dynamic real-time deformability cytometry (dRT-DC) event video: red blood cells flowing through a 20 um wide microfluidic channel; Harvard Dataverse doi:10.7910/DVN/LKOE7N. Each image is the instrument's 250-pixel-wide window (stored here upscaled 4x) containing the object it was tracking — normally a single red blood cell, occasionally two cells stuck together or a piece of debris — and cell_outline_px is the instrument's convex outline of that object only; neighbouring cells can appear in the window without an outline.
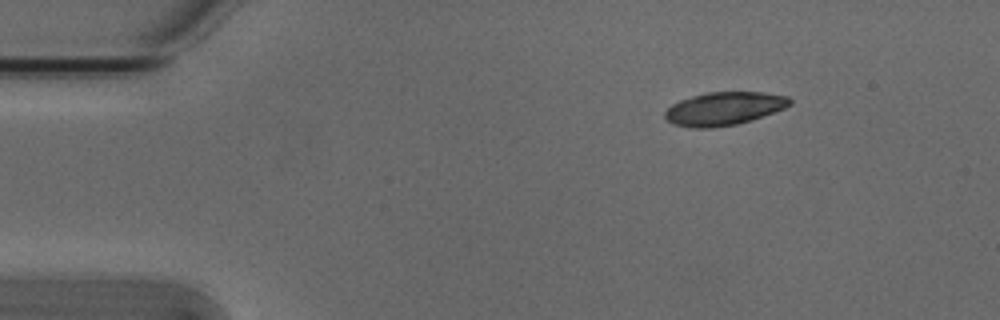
{"species": "Egyptian fruit bat (a non-hibernating species)", "species_latin": "Rousettus aegyptiacus", "temperature_condition": "cold", "stored_images_in_passage": 2, "camera_frame_rate_fps": 3000, "um_per_image_px": 0.085, "animal": {"sex": "male"}, "frame": {"image": 1, "passage_image": 2, "time_ms": 0.333, "image_size_px": [1000, 320], "cell_outline_px": [[792, 104], [784, 108], [752, 120], [736, 124], [712, 128], [692, 128], [672, 124], [664, 116], [664, 112], [672, 104], [680, 100], [692, 96], [708, 92], [764, 92], [788, 96], [792, 100]], "centroid_in_image_um": [61.54, 9.23], "position_along_channel_um": 23.5, "area_um2": 24.22}}